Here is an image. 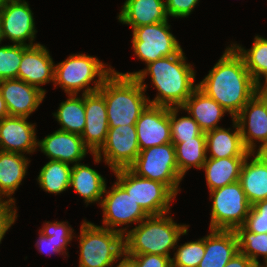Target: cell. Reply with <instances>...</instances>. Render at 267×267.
<instances>
[{
    "label": "cell",
    "instance_id": "obj_46",
    "mask_svg": "<svg viewBox=\"0 0 267 267\" xmlns=\"http://www.w3.org/2000/svg\"><path fill=\"white\" fill-rule=\"evenodd\" d=\"M9 113L6 107L5 100L3 99L1 93H0V120H2L5 117H8Z\"/></svg>",
    "mask_w": 267,
    "mask_h": 267
},
{
    "label": "cell",
    "instance_id": "obj_16",
    "mask_svg": "<svg viewBox=\"0 0 267 267\" xmlns=\"http://www.w3.org/2000/svg\"><path fill=\"white\" fill-rule=\"evenodd\" d=\"M54 73L55 63L45 45L40 43L32 46L23 45L17 79L39 88L46 94L41 85L54 83Z\"/></svg>",
    "mask_w": 267,
    "mask_h": 267
},
{
    "label": "cell",
    "instance_id": "obj_12",
    "mask_svg": "<svg viewBox=\"0 0 267 267\" xmlns=\"http://www.w3.org/2000/svg\"><path fill=\"white\" fill-rule=\"evenodd\" d=\"M140 153L135 125L109 127L105 143L92 154L94 163L102 158L111 171L129 168Z\"/></svg>",
    "mask_w": 267,
    "mask_h": 267
},
{
    "label": "cell",
    "instance_id": "obj_17",
    "mask_svg": "<svg viewBox=\"0 0 267 267\" xmlns=\"http://www.w3.org/2000/svg\"><path fill=\"white\" fill-rule=\"evenodd\" d=\"M28 117L8 116L0 120V150L32 154L38 149L36 123Z\"/></svg>",
    "mask_w": 267,
    "mask_h": 267
},
{
    "label": "cell",
    "instance_id": "obj_38",
    "mask_svg": "<svg viewBox=\"0 0 267 267\" xmlns=\"http://www.w3.org/2000/svg\"><path fill=\"white\" fill-rule=\"evenodd\" d=\"M72 241V239H62L55 240L53 236H45L39 231V238L36 241V248L40 253H45L48 255L53 252V254H61L68 256L67 245Z\"/></svg>",
    "mask_w": 267,
    "mask_h": 267
},
{
    "label": "cell",
    "instance_id": "obj_49",
    "mask_svg": "<svg viewBox=\"0 0 267 267\" xmlns=\"http://www.w3.org/2000/svg\"><path fill=\"white\" fill-rule=\"evenodd\" d=\"M259 267H267V262H263V264H259Z\"/></svg>",
    "mask_w": 267,
    "mask_h": 267
},
{
    "label": "cell",
    "instance_id": "obj_3",
    "mask_svg": "<svg viewBox=\"0 0 267 267\" xmlns=\"http://www.w3.org/2000/svg\"><path fill=\"white\" fill-rule=\"evenodd\" d=\"M188 228L189 225L174 222L169 212L150 215L124 234V253L171 257V249L175 250L181 235H187Z\"/></svg>",
    "mask_w": 267,
    "mask_h": 267
},
{
    "label": "cell",
    "instance_id": "obj_34",
    "mask_svg": "<svg viewBox=\"0 0 267 267\" xmlns=\"http://www.w3.org/2000/svg\"><path fill=\"white\" fill-rule=\"evenodd\" d=\"M180 111H182L181 107H169L172 143H181L197 136H205L197 122L189 114L178 118Z\"/></svg>",
    "mask_w": 267,
    "mask_h": 267
},
{
    "label": "cell",
    "instance_id": "obj_4",
    "mask_svg": "<svg viewBox=\"0 0 267 267\" xmlns=\"http://www.w3.org/2000/svg\"><path fill=\"white\" fill-rule=\"evenodd\" d=\"M98 92L104 97L109 127L135 125L149 103L143 87L134 77L114 70Z\"/></svg>",
    "mask_w": 267,
    "mask_h": 267
},
{
    "label": "cell",
    "instance_id": "obj_25",
    "mask_svg": "<svg viewBox=\"0 0 267 267\" xmlns=\"http://www.w3.org/2000/svg\"><path fill=\"white\" fill-rule=\"evenodd\" d=\"M231 128H216L205 133L206 150L210 154L207 158L247 157L249 152L245 149L237 122L232 119Z\"/></svg>",
    "mask_w": 267,
    "mask_h": 267
},
{
    "label": "cell",
    "instance_id": "obj_40",
    "mask_svg": "<svg viewBox=\"0 0 267 267\" xmlns=\"http://www.w3.org/2000/svg\"><path fill=\"white\" fill-rule=\"evenodd\" d=\"M164 2L168 17L184 18L191 15L200 0H165Z\"/></svg>",
    "mask_w": 267,
    "mask_h": 267
},
{
    "label": "cell",
    "instance_id": "obj_20",
    "mask_svg": "<svg viewBox=\"0 0 267 267\" xmlns=\"http://www.w3.org/2000/svg\"><path fill=\"white\" fill-rule=\"evenodd\" d=\"M38 148L50 160H59L75 165L80 163L86 154H93L84 144L81 135L56 130L38 141Z\"/></svg>",
    "mask_w": 267,
    "mask_h": 267
},
{
    "label": "cell",
    "instance_id": "obj_36",
    "mask_svg": "<svg viewBox=\"0 0 267 267\" xmlns=\"http://www.w3.org/2000/svg\"><path fill=\"white\" fill-rule=\"evenodd\" d=\"M23 56V45H0V81L18 78Z\"/></svg>",
    "mask_w": 267,
    "mask_h": 267
},
{
    "label": "cell",
    "instance_id": "obj_22",
    "mask_svg": "<svg viewBox=\"0 0 267 267\" xmlns=\"http://www.w3.org/2000/svg\"><path fill=\"white\" fill-rule=\"evenodd\" d=\"M164 0H126L117 16L120 23L132 29L169 21Z\"/></svg>",
    "mask_w": 267,
    "mask_h": 267
},
{
    "label": "cell",
    "instance_id": "obj_39",
    "mask_svg": "<svg viewBox=\"0 0 267 267\" xmlns=\"http://www.w3.org/2000/svg\"><path fill=\"white\" fill-rule=\"evenodd\" d=\"M64 221H54V222H45L43 223V227L40 229V232L45 236H53L55 240L62 239H73L74 237V229L71 225Z\"/></svg>",
    "mask_w": 267,
    "mask_h": 267
},
{
    "label": "cell",
    "instance_id": "obj_42",
    "mask_svg": "<svg viewBox=\"0 0 267 267\" xmlns=\"http://www.w3.org/2000/svg\"><path fill=\"white\" fill-rule=\"evenodd\" d=\"M16 205L2 202L0 204V244L8 229L18 217Z\"/></svg>",
    "mask_w": 267,
    "mask_h": 267
},
{
    "label": "cell",
    "instance_id": "obj_15",
    "mask_svg": "<svg viewBox=\"0 0 267 267\" xmlns=\"http://www.w3.org/2000/svg\"><path fill=\"white\" fill-rule=\"evenodd\" d=\"M135 127L140 151L172 142L169 107L149 104Z\"/></svg>",
    "mask_w": 267,
    "mask_h": 267
},
{
    "label": "cell",
    "instance_id": "obj_50",
    "mask_svg": "<svg viewBox=\"0 0 267 267\" xmlns=\"http://www.w3.org/2000/svg\"><path fill=\"white\" fill-rule=\"evenodd\" d=\"M6 0H0V8L5 4Z\"/></svg>",
    "mask_w": 267,
    "mask_h": 267
},
{
    "label": "cell",
    "instance_id": "obj_18",
    "mask_svg": "<svg viewBox=\"0 0 267 267\" xmlns=\"http://www.w3.org/2000/svg\"><path fill=\"white\" fill-rule=\"evenodd\" d=\"M0 93L9 116L29 118L45 98L42 90L17 78L1 80Z\"/></svg>",
    "mask_w": 267,
    "mask_h": 267
},
{
    "label": "cell",
    "instance_id": "obj_30",
    "mask_svg": "<svg viewBox=\"0 0 267 267\" xmlns=\"http://www.w3.org/2000/svg\"><path fill=\"white\" fill-rule=\"evenodd\" d=\"M175 146L176 162L180 176L192 167L202 169L207 160L206 136H197L181 143H172Z\"/></svg>",
    "mask_w": 267,
    "mask_h": 267
},
{
    "label": "cell",
    "instance_id": "obj_43",
    "mask_svg": "<svg viewBox=\"0 0 267 267\" xmlns=\"http://www.w3.org/2000/svg\"><path fill=\"white\" fill-rule=\"evenodd\" d=\"M255 264L246 255L240 251L235 254L225 267H254Z\"/></svg>",
    "mask_w": 267,
    "mask_h": 267
},
{
    "label": "cell",
    "instance_id": "obj_45",
    "mask_svg": "<svg viewBox=\"0 0 267 267\" xmlns=\"http://www.w3.org/2000/svg\"><path fill=\"white\" fill-rule=\"evenodd\" d=\"M260 159L267 162V141L254 152Z\"/></svg>",
    "mask_w": 267,
    "mask_h": 267
},
{
    "label": "cell",
    "instance_id": "obj_14",
    "mask_svg": "<svg viewBox=\"0 0 267 267\" xmlns=\"http://www.w3.org/2000/svg\"><path fill=\"white\" fill-rule=\"evenodd\" d=\"M237 122L243 145L249 153H254L267 141V101L256 93L234 118Z\"/></svg>",
    "mask_w": 267,
    "mask_h": 267
},
{
    "label": "cell",
    "instance_id": "obj_35",
    "mask_svg": "<svg viewBox=\"0 0 267 267\" xmlns=\"http://www.w3.org/2000/svg\"><path fill=\"white\" fill-rule=\"evenodd\" d=\"M172 267H198L205 253V236L175 247Z\"/></svg>",
    "mask_w": 267,
    "mask_h": 267
},
{
    "label": "cell",
    "instance_id": "obj_6",
    "mask_svg": "<svg viewBox=\"0 0 267 267\" xmlns=\"http://www.w3.org/2000/svg\"><path fill=\"white\" fill-rule=\"evenodd\" d=\"M79 239V267H112L124 253V235L83 220Z\"/></svg>",
    "mask_w": 267,
    "mask_h": 267
},
{
    "label": "cell",
    "instance_id": "obj_28",
    "mask_svg": "<svg viewBox=\"0 0 267 267\" xmlns=\"http://www.w3.org/2000/svg\"><path fill=\"white\" fill-rule=\"evenodd\" d=\"M246 157L207 158L202 169L205 171L209 191L239 181L242 164Z\"/></svg>",
    "mask_w": 267,
    "mask_h": 267
},
{
    "label": "cell",
    "instance_id": "obj_47",
    "mask_svg": "<svg viewBox=\"0 0 267 267\" xmlns=\"http://www.w3.org/2000/svg\"><path fill=\"white\" fill-rule=\"evenodd\" d=\"M264 85L261 82L257 83V93H267V74L264 76Z\"/></svg>",
    "mask_w": 267,
    "mask_h": 267
},
{
    "label": "cell",
    "instance_id": "obj_21",
    "mask_svg": "<svg viewBox=\"0 0 267 267\" xmlns=\"http://www.w3.org/2000/svg\"><path fill=\"white\" fill-rule=\"evenodd\" d=\"M29 163L30 160L26 154L0 150V200L2 202L15 205L16 199L12 195L22 184Z\"/></svg>",
    "mask_w": 267,
    "mask_h": 267
},
{
    "label": "cell",
    "instance_id": "obj_41",
    "mask_svg": "<svg viewBox=\"0 0 267 267\" xmlns=\"http://www.w3.org/2000/svg\"><path fill=\"white\" fill-rule=\"evenodd\" d=\"M137 267H172L171 257L156 254H126Z\"/></svg>",
    "mask_w": 267,
    "mask_h": 267
},
{
    "label": "cell",
    "instance_id": "obj_10",
    "mask_svg": "<svg viewBox=\"0 0 267 267\" xmlns=\"http://www.w3.org/2000/svg\"><path fill=\"white\" fill-rule=\"evenodd\" d=\"M170 26L168 21H163L133 29L132 48L138 60L147 65L157 59L176 55L182 49L170 32Z\"/></svg>",
    "mask_w": 267,
    "mask_h": 267
},
{
    "label": "cell",
    "instance_id": "obj_23",
    "mask_svg": "<svg viewBox=\"0 0 267 267\" xmlns=\"http://www.w3.org/2000/svg\"><path fill=\"white\" fill-rule=\"evenodd\" d=\"M238 252L234 230H210L205 236V253L198 267H225Z\"/></svg>",
    "mask_w": 267,
    "mask_h": 267
},
{
    "label": "cell",
    "instance_id": "obj_13",
    "mask_svg": "<svg viewBox=\"0 0 267 267\" xmlns=\"http://www.w3.org/2000/svg\"><path fill=\"white\" fill-rule=\"evenodd\" d=\"M33 14L27 1L6 0L0 8L4 40L24 46L39 44L33 43L37 34Z\"/></svg>",
    "mask_w": 267,
    "mask_h": 267
},
{
    "label": "cell",
    "instance_id": "obj_48",
    "mask_svg": "<svg viewBox=\"0 0 267 267\" xmlns=\"http://www.w3.org/2000/svg\"><path fill=\"white\" fill-rule=\"evenodd\" d=\"M4 40L3 38V30H2V19H1V15H0V44H2L1 42Z\"/></svg>",
    "mask_w": 267,
    "mask_h": 267
},
{
    "label": "cell",
    "instance_id": "obj_8",
    "mask_svg": "<svg viewBox=\"0 0 267 267\" xmlns=\"http://www.w3.org/2000/svg\"><path fill=\"white\" fill-rule=\"evenodd\" d=\"M113 172L116 181L148 216L171 212V202L176 195L165 184L137 176L129 168Z\"/></svg>",
    "mask_w": 267,
    "mask_h": 267
},
{
    "label": "cell",
    "instance_id": "obj_33",
    "mask_svg": "<svg viewBox=\"0 0 267 267\" xmlns=\"http://www.w3.org/2000/svg\"><path fill=\"white\" fill-rule=\"evenodd\" d=\"M239 251L246 255L255 265H259V256H263V261L267 262V233H252L243 226L235 230Z\"/></svg>",
    "mask_w": 267,
    "mask_h": 267
},
{
    "label": "cell",
    "instance_id": "obj_5",
    "mask_svg": "<svg viewBox=\"0 0 267 267\" xmlns=\"http://www.w3.org/2000/svg\"><path fill=\"white\" fill-rule=\"evenodd\" d=\"M97 57L84 53L71 54L64 61L55 64L54 88L59 85L69 95L97 92L104 80L114 71ZM98 78V79H96ZM94 84L90 86V84Z\"/></svg>",
    "mask_w": 267,
    "mask_h": 267
},
{
    "label": "cell",
    "instance_id": "obj_9",
    "mask_svg": "<svg viewBox=\"0 0 267 267\" xmlns=\"http://www.w3.org/2000/svg\"><path fill=\"white\" fill-rule=\"evenodd\" d=\"M209 193L212 200L210 230H235L244 224L251 205L239 181Z\"/></svg>",
    "mask_w": 267,
    "mask_h": 267
},
{
    "label": "cell",
    "instance_id": "obj_31",
    "mask_svg": "<svg viewBox=\"0 0 267 267\" xmlns=\"http://www.w3.org/2000/svg\"><path fill=\"white\" fill-rule=\"evenodd\" d=\"M72 165L59 160H49L39 172L37 183L44 191L60 194L70 187Z\"/></svg>",
    "mask_w": 267,
    "mask_h": 267
},
{
    "label": "cell",
    "instance_id": "obj_51",
    "mask_svg": "<svg viewBox=\"0 0 267 267\" xmlns=\"http://www.w3.org/2000/svg\"><path fill=\"white\" fill-rule=\"evenodd\" d=\"M258 94H261L265 98V100L267 101V93H258Z\"/></svg>",
    "mask_w": 267,
    "mask_h": 267
},
{
    "label": "cell",
    "instance_id": "obj_44",
    "mask_svg": "<svg viewBox=\"0 0 267 267\" xmlns=\"http://www.w3.org/2000/svg\"><path fill=\"white\" fill-rule=\"evenodd\" d=\"M116 263L118 264L115 267H137L134 260L125 253H123V255L116 261Z\"/></svg>",
    "mask_w": 267,
    "mask_h": 267
},
{
    "label": "cell",
    "instance_id": "obj_26",
    "mask_svg": "<svg viewBox=\"0 0 267 267\" xmlns=\"http://www.w3.org/2000/svg\"><path fill=\"white\" fill-rule=\"evenodd\" d=\"M239 182L251 206L267 199V162L249 153L242 164Z\"/></svg>",
    "mask_w": 267,
    "mask_h": 267
},
{
    "label": "cell",
    "instance_id": "obj_2",
    "mask_svg": "<svg viewBox=\"0 0 267 267\" xmlns=\"http://www.w3.org/2000/svg\"><path fill=\"white\" fill-rule=\"evenodd\" d=\"M185 56L181 49L176 55L148 63L142 70L117 73L134 77L145 92L148 85L144 81L146 76L150 75L153 88L158 93L153 100L148 99L149 103L165 107H181L198 86L194 84L196 70L186 62Z\"/></svg>",
    "mask_w": 267,
    "mask_h": 267
},
{
    "label": "cell",
    "instance_id": "obj_19",
    "mask_svg": "<svg viewBox=\"0 0 267 267\" xmlns=\"http://www.w3.org/2000/svg\"><path fill=\"white\" fill-rule=\"evenodd\" d=\"M84 108L85 129L81 138L95 154L105 143L109 130L105 99L98 91L84 94Z\"/></svg>",
    "mask_w": 267,
    "mask_h": 267
},
{
    "label": "cell",
    "instance_id": "obj_37",
    "mask_svg": "<svg viewBox=\"0 0 267 267\" xmlns=\"http://www.w3.org/2000/svg\"><path fill=\"white\" fill-rule=\"evenodd\" d=\"M242 226L252 233H267V199L259 201L250 207Z\"/></svg>",
    "mask_w": 267,
    "mask_h": 267
},
{
    "label": "cell",
    "instance_id": "obj_7",
    "mask_svg": "<svg viewBox=\"0 0 267 267\" xmlns=\"http://www.w3.org/2000/svg\"><path fill=\"white\" fill-rule=\"evenodd\" d=\"M129 169L137 176L165 184L176 196L181 191L179 185L183 178L172 142L141 150Z\"/></svg>",
    "mask_w": 267,
    "mask_h": 267
},
{
    "label": "cell",
    "instance_id": "obj_32",
    "mask_svg": "<svg viewBox=\"0 0 267 267\" xmlns=\"http://www.w3.org/2000/svg\"><path fill=\"white\" fill-rule=\"evenodd\" d=\"M243 58L246 69L258 83L267 74V38L256 35L250 49H245L237 43L231 44Z\"/></svg>",
    "mask_w": 267,
    "mask_h": 267
},
{
    "label": "cell",
    "instance_id": "obj_24",
    "mask_svg": "<svg viewBox=\"0 0 267 267\" xmlns=\"http://www.w3.org/2000/svg\"><path fill=\"white\" fill-rule=\"evenodd\" d=\"M206 133L219 128L218 123L228 113L217 101L207 96L198 87L181 106Z\"/></svg>",
    "mask_w": 267,
    "mask_h": 267
},
{
    "label": "cell",
    "instance_id": "obj_27",
    "mask_svg": "<svg viewBox=\"0 0 267 267\" xmlns=\"http://www.w3.org/2000/svg\"><path fill=\"white\" fill-rule=\"evenodd\" d=\"M105 186L106 179L87 164L77 163L72 166L70 187L84 199L87 205L89 203L100 205Z\"/></svg>",
    "mask_w": 267,
    "mask_h": 267
},
{
    "label": "cell",
    "instance_id": "obj_29",
    "mask_svg": "<svg viewBox=\"0 0 267 267\" xmlns=\"http://www.w3.org/2000/svg\"><path fill=\"white\" fill-rule=\"evenodd\" d=\"M69 94L66 101L59 104L57 112L52 115L61 127L58 130L81 135L85 129L84 94Z\"/></svg>",
    "mask_w": 267,
    "mask_h": 267
},
{
    "label": "cell",
    "instance_id": "obj_1",
    "mask_svg": "<svg viewBox=\"0 0 267 267\" xmlns=\"http://www.w3.org/2000/svg\"><path fill=\"white\" fill-rule=\"evenodd\" d=\"M217 101L234 119L257 93V82L246 69L243 58L229 45L214 67L197 86Z\"/></svg>",
    "mask_w": 267,
    "mask_h": 267
},
{
    "label": "cell",
    "instance_id": "obj_11",
    "mask_svg": "<svg viewBox=\"0 0 267 267\" xmlns=\"http://www.w3.org/2000/svg\"><path fill=\"white\" fill-rule=\"evenodd\" d=\"M105 186L104 194L100 203L103 211L102 226L110 230L125 234L130 224H139L148 215L127 191L116 181L109 191ZM126 226L119 228L120 226ZM118 227V228H117Z\"/></svg>",
    "mask_w": 267,
    "mask_h": 267
}]
</instances>
